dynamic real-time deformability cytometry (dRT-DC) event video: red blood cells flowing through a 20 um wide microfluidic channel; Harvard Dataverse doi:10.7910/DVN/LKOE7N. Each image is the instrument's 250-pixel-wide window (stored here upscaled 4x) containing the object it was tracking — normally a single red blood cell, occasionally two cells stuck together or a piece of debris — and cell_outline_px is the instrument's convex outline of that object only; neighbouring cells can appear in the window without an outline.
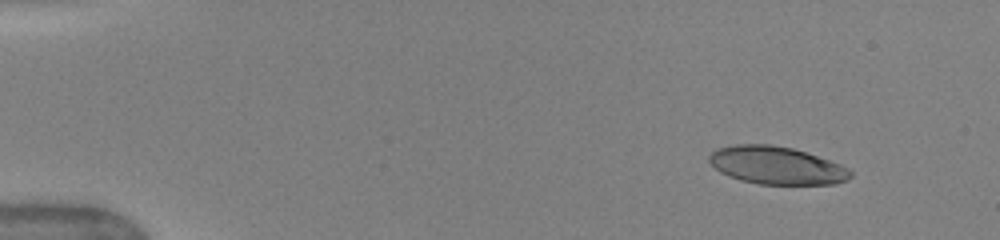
{"species": "human", "species_latin": "Homo sapiens", "temperature_condition": "warm", "stored_images_in_passage": 28, "camera_frame_rate_fps": 3000, "um_per_image_px": 0.085, "donor": {"sex": "female"}, "frame": {"image": 1, "passage_image": 8, "time_ms": 1.667, "image_size_px": [1000, 240], "cell_outline_px": [[852, 176], [848, 180], [836, 184], [760, 184], [740, 180], [728, 176], [720, 172], [708, 160], [708, 156], [716, 148], [736, 144], [772, 144], [792, 148], [840, 164], [848, 168], [852, 172]], "centroid_in_image_um": [65.99, 14.06], "position_along_channel_um": 19.0, "area_um2": 31.1}}
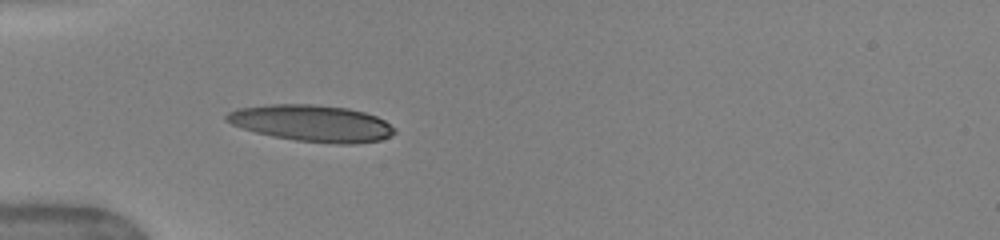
{"frame": {"image": 2, "passage_image": 27, "time_ms": 5.333, "image_size_px": [1000, 240], "cell_outline_px": [[396, 132], [380, 140], [356, 144], [336, 144], [296, 140], [272, 136], [256, 132], [232, 124], [224, 120], [224, 116], [228, 112], [236, 108], [268, 104], [312, 104], [348, 108], [364, 112], [376, 116], [384, 120]], "centroid_in_image_um": [26.47, 10.47], "position_along_channel_um": 58.5, "area_um2": 35.72}}